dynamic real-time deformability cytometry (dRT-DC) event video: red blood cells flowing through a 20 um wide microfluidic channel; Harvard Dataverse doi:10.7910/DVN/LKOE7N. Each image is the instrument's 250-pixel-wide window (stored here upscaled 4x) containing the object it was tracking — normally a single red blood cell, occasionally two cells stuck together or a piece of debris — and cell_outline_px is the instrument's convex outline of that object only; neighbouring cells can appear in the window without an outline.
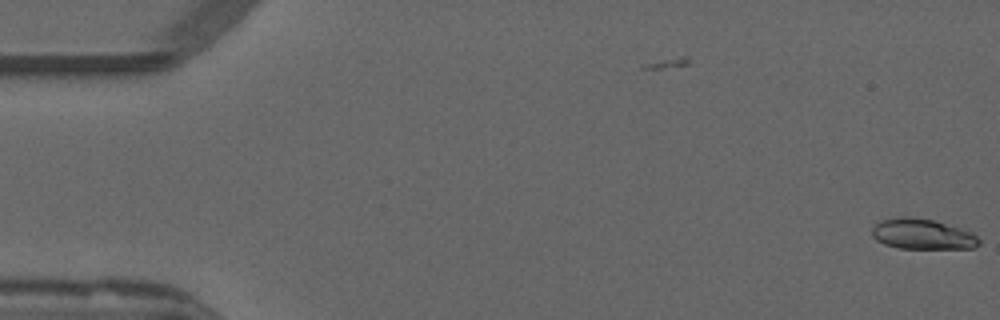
{"species": "common noctule bat (a hibernating species)", "species_latin": "Nyctalus noctula", "temperature_condition": "warm", "stored_images_in_passage": 5, "camera_frame_rate_fps": 3000, "um_per_image_px": 0.085, "animal": {"sex": "male", "forearm_length_mm": 52.5}, "frame": {"image": 1, "passage_image": 5, "time_ms": 1.333, "image_size_px": [1000, 320], "cell_outline_px": [[980, 244], [972, 248], [900, 248], [884, 244], [876, 240], [872, 236], [872, 228], [880, 220], [900, 216], [908, 216], [932, 220], [960, 228], [972, 232], [980, 240]], "centroid_in_image_um": [78.38, 19.89], "position_along_channel_um": 6.6, "area_um2": 18.9}}